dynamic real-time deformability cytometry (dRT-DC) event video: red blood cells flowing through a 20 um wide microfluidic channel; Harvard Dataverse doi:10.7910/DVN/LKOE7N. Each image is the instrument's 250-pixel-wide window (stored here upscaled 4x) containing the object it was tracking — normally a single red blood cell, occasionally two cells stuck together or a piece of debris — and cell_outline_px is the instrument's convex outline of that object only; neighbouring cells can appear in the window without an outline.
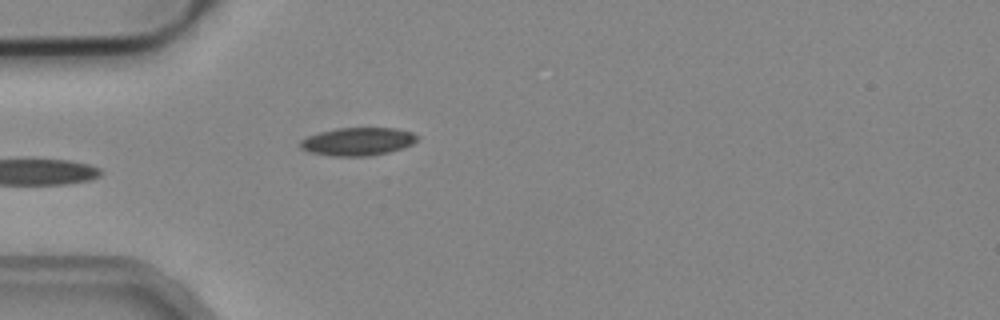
{"species": "common noctule bat (a hibernating species)", "species_latin": "Nyctalus noctula", "temperature_condition": "cold", "stored_images_in_passage": 4, "camera_frame_rate_fps": 3000, "um_per_image_px": 0.085, "animal": {"sex": "male", "body_mass_g": 19.2, "forearm_length_mm": 51.8}, "frame": {"image": 1, "passage_image": 4, "time_ms": 1.0, "image_size_px": [1000, 320], "cell_outline_px": [[416, 140], [412, 144], [404, 148], [388, 152], [364, 156], [332, 156], [312, 152], [304, 148], [300, 144], [300, 140], [308, 136], [320, 132], [336, 128], [396, 128], [412, 132], [416, 136]], "centroid_in_image_um": [30.43, 12.02], "position_along_channel_um": 54.6, "area_um2": 18.79}}